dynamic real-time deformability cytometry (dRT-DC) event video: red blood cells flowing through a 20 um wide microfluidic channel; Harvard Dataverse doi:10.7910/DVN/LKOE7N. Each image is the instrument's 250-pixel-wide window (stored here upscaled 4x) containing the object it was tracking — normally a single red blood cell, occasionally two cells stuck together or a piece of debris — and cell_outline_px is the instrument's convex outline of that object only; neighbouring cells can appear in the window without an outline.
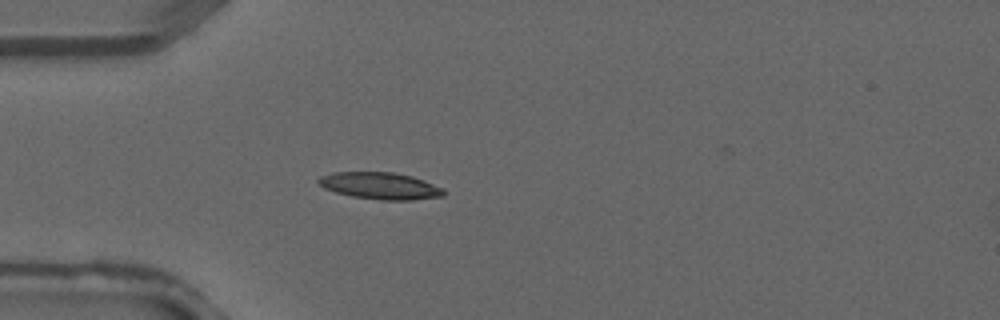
{"species": "common noctule bat (a hibernating species)", "species_latin": "Nyctalus noctula", "temperature_condition": "warm", "stored_images_in_passage": 2, "camera_frame_rate_fps": 3000, "um_per_image_px": 0.085, "animal": {"sex": "male", "forearm_length_mm": 52.5}, "frame": {"image": 1, "passage_image": 2, "time_ms": 0.333, "image_size_px": [1000, 320], "cell_outline_px": [[444, 196], [412, 200], [380, 200], [352, 196], [336, 192], [324, 188], [316, 180], [320, 176], [332, 172], [392, 172], [412, 176], [444, 188]], "centroid_in_image_um": [32.31, 15.79], "position_along_channel_um": 52.7, "area_um2": 19.59}}